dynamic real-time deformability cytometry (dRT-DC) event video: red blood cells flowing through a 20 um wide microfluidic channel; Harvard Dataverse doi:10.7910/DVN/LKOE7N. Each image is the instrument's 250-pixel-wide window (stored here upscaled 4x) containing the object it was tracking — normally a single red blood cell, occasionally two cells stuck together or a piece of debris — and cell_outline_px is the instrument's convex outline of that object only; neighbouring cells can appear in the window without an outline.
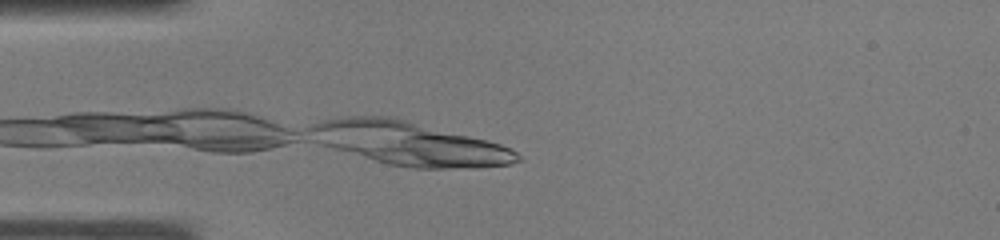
{"species": "common noctule bat (a hibernating species)", "species_latin": "Nyctalus noctula", "temperature_condition": "warm", "stored_images_in_passage": 5, "camera_frame_rate_fps": 3000, "um_per_image_px": 0.085, "animal": {"sex": "male", "body_mass_g": 19.0, "forearm_length_mm": 50.8}, "frame": {"image": 1, "passage_image": 1, "time_ms": 0.0, "image_size_px": [1000, 240], "cell_outline_px": [[504, 164], [432, 164], [428, 160], [416, 136], [456, 136], [480, 140], [496, 144], [504, 148]], "centroid_in_image_um": [39.15, 12.81], "position_along_channel_um": 45.8, "area_um2": 14.74}}